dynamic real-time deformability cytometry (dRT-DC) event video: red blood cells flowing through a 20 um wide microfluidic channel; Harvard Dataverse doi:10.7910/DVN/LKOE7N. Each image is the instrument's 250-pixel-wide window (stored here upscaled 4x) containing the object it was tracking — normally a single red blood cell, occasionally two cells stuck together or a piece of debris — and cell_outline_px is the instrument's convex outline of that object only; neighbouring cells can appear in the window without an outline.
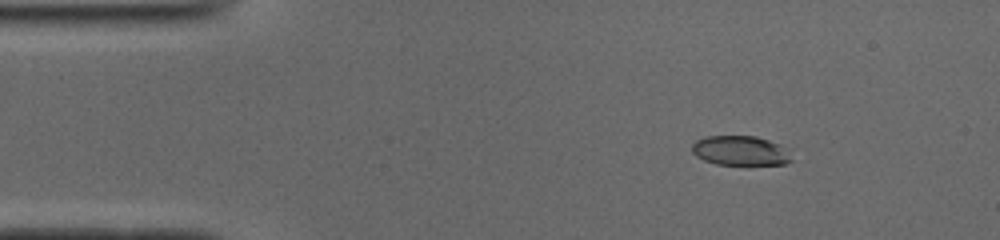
{"species": "common noctule bat (a hibernating species)", "species_latin": "Nyctalus noctula", "temperature_condition": "cold", "stored_images_in_passage": 46, "camera_frame_rate_fps": 3000, "um_per_image_px": 0.085, "animal": {"sex": "male", "body_mass_g": 19.0, "forearm_length_mm": 50.8}, "frame": {"image": 1, "passage_image": 2, "time_ms": 0.333, "image_size_px": [1000, 240], "cell_outline_px": [[792, 160], [784, 164], [748, 168], [716, 164], [704, 160], [696, 156], [692, 152], [692, 144], [696, 140], [704, 136], [756, 136], [792, 148]], "centroid_in_image_um": [63.03, 12.86], "position_along_channel_um": 22.0, "area_um2": 18.44}}
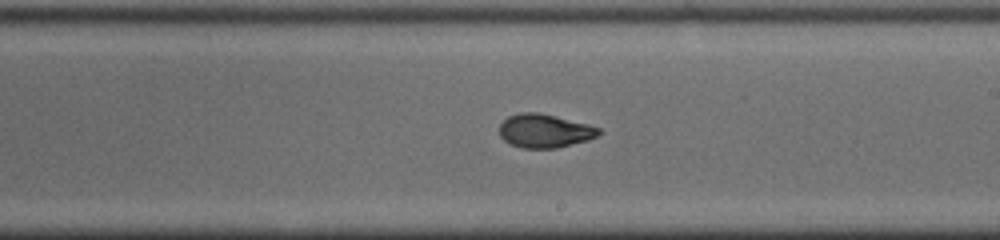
{"frame": {"image": 2, "passage_image": 24, "time_ms": 7.667, "image_size_px": [1000, 240], "cell_outline_px": [[600, 132], [596, 136], [588, 140], [556, 148], [520, 148], [504, 140], [500, 136], [500, 124], [508, 116], [520, 112], [536, 112], [588, 124], [600, 128]], "centroid_in_image_um": [46.27, 11.13], "position_along_channel_um": 242.7, "area_um2": 19.25}}
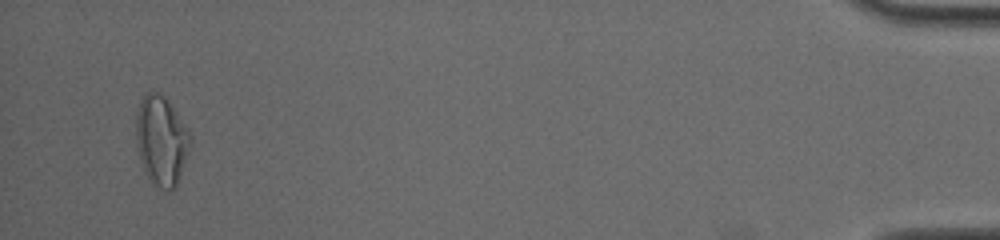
{"frame": {"image": 3, "passage_image": 44, "time_ms": 14.333, "image_size_px": [1000, 240], "cell_outline_px": [[192, 140], [176, 188], [168, 192], [160, 188], [144, 172], [140, 160], [136, 144], [136, 116], [140, 104], [144, 96], [148, 92], [160, 92], [168, 100], [188, 128]], "centroid_in_image_um": [13.73, 11.95], "position_along_channel_um": 421.5, "area_um2": 28.26}, "authors_computed_cell_mechanics": {"area_um2": 19.4786, "velocity_mm_per_s": 3.9371, "shape_relaxation_time_tau1_ms": 7.305, "shape_relaxation_time_tau2_ms": 1.2677, "deformation_change_tau1": 0.2333, "deformation_change_tau2": 0.0621}}